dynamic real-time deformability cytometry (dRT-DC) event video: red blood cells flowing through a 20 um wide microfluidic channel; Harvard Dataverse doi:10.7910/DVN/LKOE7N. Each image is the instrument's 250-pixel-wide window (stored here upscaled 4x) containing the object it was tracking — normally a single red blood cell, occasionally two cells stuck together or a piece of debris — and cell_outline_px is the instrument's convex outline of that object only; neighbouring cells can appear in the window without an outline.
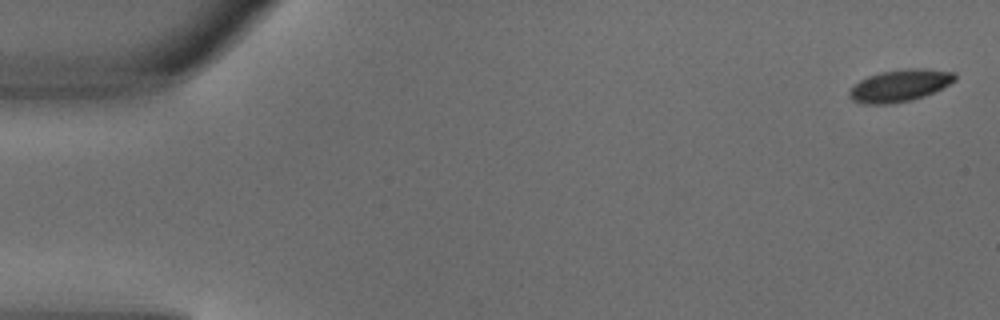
{"species": "common noctule bat (a hibernating species)", "species_latin": "Nyctalus noctula", "temperature_condition": "warm", "stored_images_in_passage": 4, "camera_frame_rate_fps": 3000, "um_per_image_px": 0.085, "animal": {"sex": "male", "body_mass_g": 18.8}, "frame": {"image": 1, "passage_image": 1, "time_ms": 0.0, "image_size_px": [1000, 320], "cell_outline_px": [[956, 80], [924, 96], [912, 100], [892, 104], [864, 104], [852, 100], [848, 96], [848, 92], [860, 80], [868, 76], [880, 72], [908, 68], [924, 68], [956, 72]], "centroid_in_image_um": [76.48, 7.27], "position_along_channel_um": 8.5, "area_um2": 19.71}}